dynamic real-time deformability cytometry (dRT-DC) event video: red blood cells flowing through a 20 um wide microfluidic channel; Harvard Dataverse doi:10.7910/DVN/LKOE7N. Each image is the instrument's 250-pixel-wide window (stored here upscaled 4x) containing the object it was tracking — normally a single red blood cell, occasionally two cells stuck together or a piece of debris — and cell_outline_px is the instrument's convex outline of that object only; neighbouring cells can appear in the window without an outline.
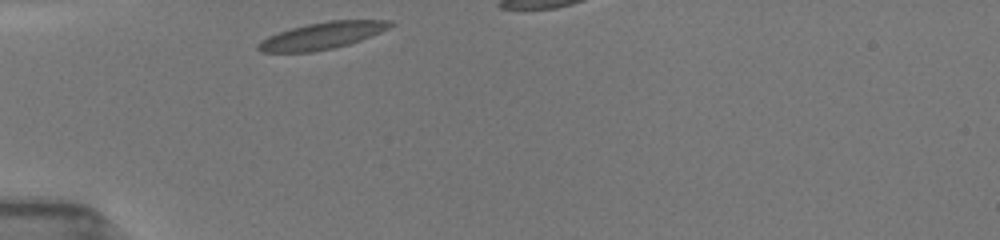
{"species": "common noctule bat (a hibernating species)", "species_latin": "Nyctalus noctula", "temperature_condition": "room temperature", "stored_images_in_passage": 34, "camera_frame_rate_fps": 3000, "um_per_image_px": 0.085, "animal": {"sex": "female", "body_mass_g": 19.5, "forearm_length_mm": 54.1}, "frame": {"image": 1, "passage_image": 1, "time_ms": 0.0, "image_size_px": [1000, 240], "cell_outline_px": [[396, 24], [380, 32], [360, 40], [348, 44], [332, 48], [312, 52], [260, 52], [256, 48], [256, 44], [260, 40], [268, 36], [292, 28], [308, 24], [328, 20], [392, 20]], "centroid_in_image_um": [27.37, 3.03], "position_along_channel_um": 57.6, "area_um2": 20.58}}
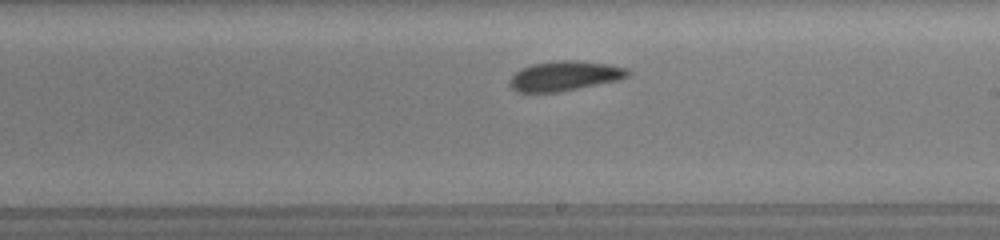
{"frame": {"image": 2, "passage_image": 18, "time_ms": 5.0, "image_size_px": [1000, 240], "cell_outline_px": [[632, 72], [628, 76], [620, 80], [560, 92], [516, 92], [508, 84], [508, 80], [520, 68], [532, 64], [556, 60], [580, 60], [608, 64], [628, 68]], "centroid_in_image_um": [48.01, 6.45], "position_along_channel_um": 241.0, "area_um2": 20.87}}
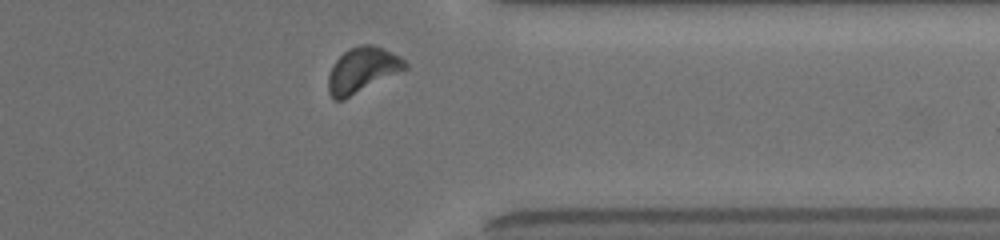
{"frame": {"image": 3, "passage_image": 33, "time_ms": 8.667, "image_size_px": [1000, 240], "cell_outline_px": [[408, 68], [344, 100], [332, 100], [328, 92], [328, 76], [332, 64], [348, 48], [360, 44], [372, 44], [400, 56], [408, 64]], "centroid_in_image_um": [30.77, 5.96], "position_along_channel_um": 380.6, "area_um2": 20.4}}